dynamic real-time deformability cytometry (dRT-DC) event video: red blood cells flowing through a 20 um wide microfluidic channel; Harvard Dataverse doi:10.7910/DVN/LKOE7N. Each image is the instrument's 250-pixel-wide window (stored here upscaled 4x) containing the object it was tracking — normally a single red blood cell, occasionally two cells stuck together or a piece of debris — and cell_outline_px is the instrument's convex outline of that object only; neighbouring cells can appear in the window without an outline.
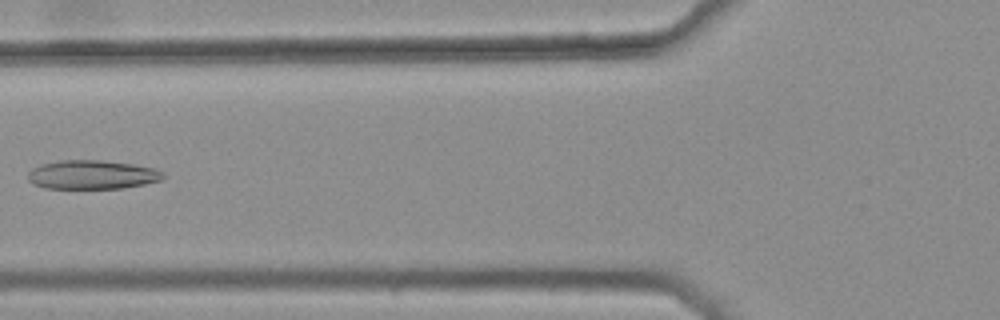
{"species": "common noctule bat (a hibernating species)", "species_latin": "Nyctalus noctula", "temperature_condition": "warm", "stored_images_in_passage": 7, "camera_frame_rate_fps": 3000, "um_per_image_px": 0.085, "animal": {"sex": "female", "body_mass_g": 25.1}, "frame": {"image": 1, "passage_image": 6, "time_ms": 1.667, "image_size_px": [1000, 320], "cell_outline_px": [[164, 176], [160, 180], [144, 184], [124, 188], [44, 188], [32, 184], [28, 180], [28, 172], [32, 168], [40, 164], [60, 160], [104, 160], [132, 164], [156, 168], [164, 172]], "centroid_in_image_um": [7.81, 14.84], "position_along_channel_um": 118.0, "area_um2": 22.95}}
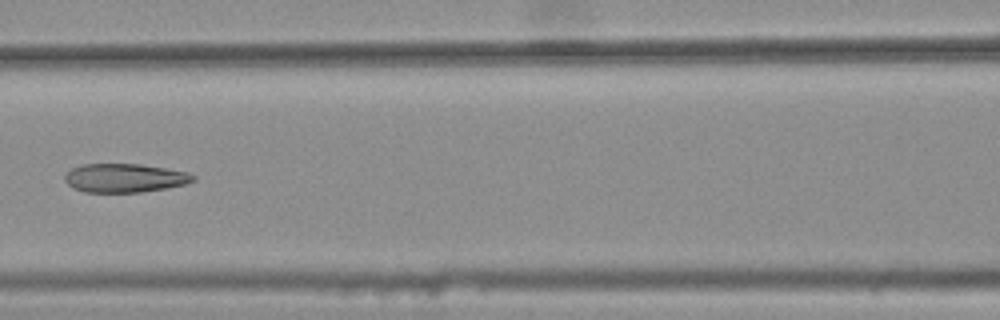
{"frame": {"image": 2, "passage_image": 7, "time_ms": 2.0, "image_size_px": [1000, 320], "cell_outline_px": [[196, 180], [184, 184], [168, 188], [140, 192], [84, 192], [72, 188], [64, 180], [64, 176], [72, 168], [80, 164], [140, 164], [188, 172], [196, 176]], "centroid_in_image_um": [10.59, 15.13], "position_along_channel_um": 156.0, "area_um2": 21.56}}